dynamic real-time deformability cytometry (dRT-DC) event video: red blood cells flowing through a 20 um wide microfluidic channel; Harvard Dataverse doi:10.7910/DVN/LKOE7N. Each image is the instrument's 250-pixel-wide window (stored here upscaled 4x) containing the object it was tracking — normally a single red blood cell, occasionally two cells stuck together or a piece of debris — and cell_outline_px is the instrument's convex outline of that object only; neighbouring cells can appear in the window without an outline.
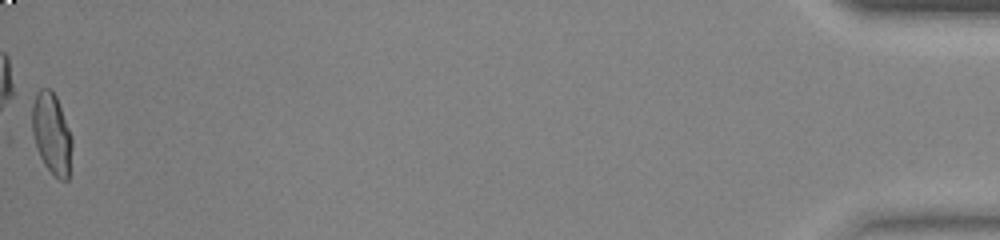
{"species": "common noctule bat (a hibernating species)", "species_latin": "Nyctalus noctula", "temperature_condition": "warm", "stored_images_in_passage": 52, "camera_frame_rate_fps": 3000, "um_per_image_px": 0.085, "animal": {"sex": "female", "body_mass_g": 23.0, "forearm_length_mm": 53.4}, "frame": {"image": 1, "passage_image": 52, "time_ms": 17.0, "image_size_px": [1000, 240], "cell_outline_px": [[72, 144], [68, 180], [60, 180], [44, 164], [36, 148], [32, 132], [32, 104], [36, 92], [40, 88], [48, 88], [56, 96], [72, 136]], "centroid_in_image_um": [4.38, 11.34], "position_along_channel_um": 430.8, "area_um2": 18.79}, "authors_computed_cell_mechanics": {"area_um2": 18.1203, "velocity_mm_per_s": 3.9226, "shape_relaxation_time_tau1_ms": 3.7075, "shape_relaxation_time_tau2_ms": null, "deformation_change_tau1": 0.1985, "deformation_change_tau2": null}}